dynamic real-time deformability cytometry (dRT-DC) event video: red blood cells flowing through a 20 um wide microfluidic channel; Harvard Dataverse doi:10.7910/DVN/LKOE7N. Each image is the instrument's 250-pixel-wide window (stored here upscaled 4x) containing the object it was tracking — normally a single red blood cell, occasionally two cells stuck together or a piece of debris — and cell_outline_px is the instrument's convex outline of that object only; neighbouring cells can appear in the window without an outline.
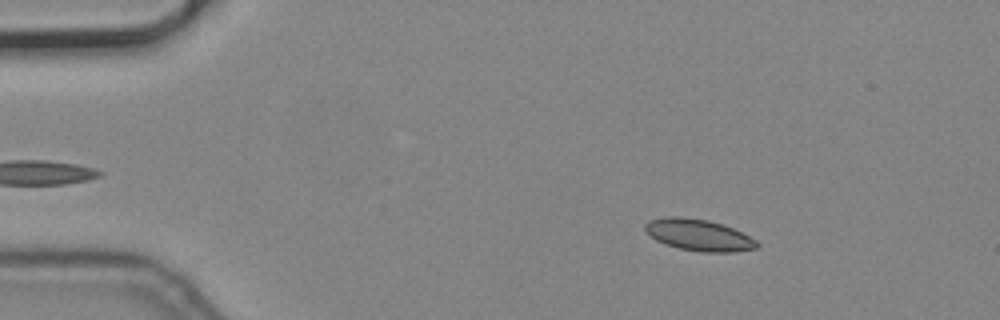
{"species": "common noctule bat (a hibernating species)", "species_latin": "Nyctalus noctula", "temperature_condition": "cold", "stored_images_in_passage": 6, "camera_frame_rate_fps": 3000, "um_per_image_px": 0.085, "animal": {"sex": "male", "body_mass_g": 19.2, "forearm_length_mm": 51.8}, "frame": {"image": 1, "passage_image": 1, "time_ms": 0.0, "image_size_px": [1000, 320], "cell_outline_px": [[760, 244], [756, 248], [732, 252], [704, 252], [680, 248], [664, 244], [656, 240], [644, 228], [644, 224], [648, 220], [668, 216], [680, 216], [708, 220], [724, 224], [756, 240]], "centroid_in_image_um": [59.38, 19.96], "position_along_channel_um": 25.6, "area_um2": 20.46}}
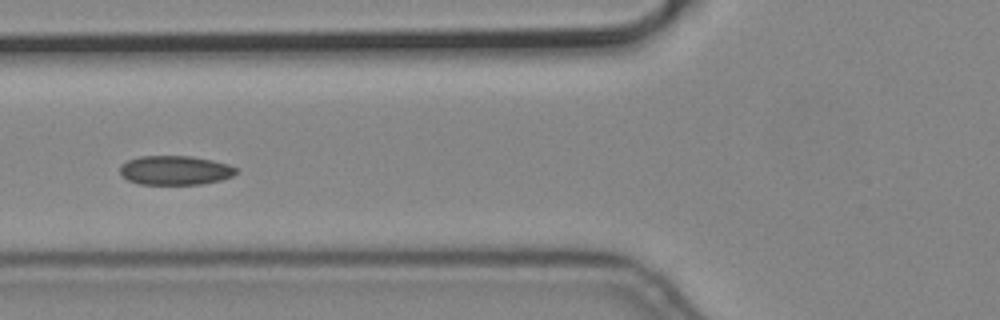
{"frame": {"image": 2, "passage_image": 5, "time_ms": 1.333, "image_size_px": [1000, 320], "cell_outline_px": [[236, 172], [232, 176], [220, 180], [200, 184], [140, 184], [128, 180], [120, 176], [120, 168], [128, 160], [140, 156], [192, 156], [212, 160], [228, 164], [236, 168]], "centroid_in_image_um": [14.87, 14.47], "position_along_channel_um": 110.9, "area_um2": 19.65}}
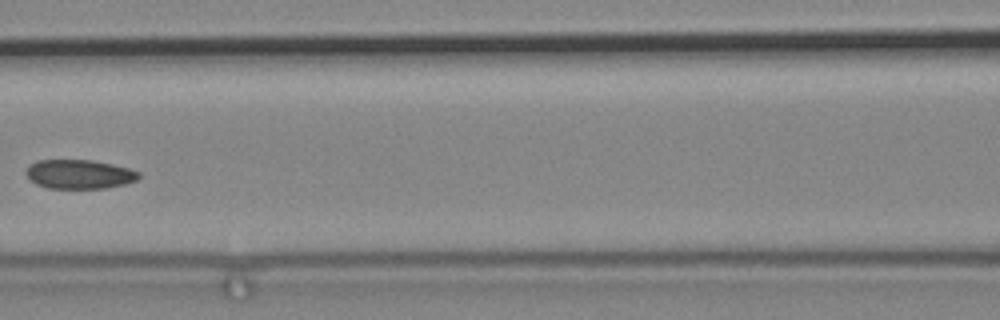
{"frame": {"image": 3, "passage_image": 6, "time_ms": 1.667, "image_size_px": [1000, 320], "cell_outline_px": [[140, 176], [136, 180], [124, 184], [108, 188], [48, 188], [36, 184], [24, 172], [28, 164], [36, 160], [92, 160], [112, 164], [128, 168], [140, 172]], "centroid_in_image_um": [6.72, 14.8], "position_along_channel_um": 159.9, "area_um2": 19.19}}